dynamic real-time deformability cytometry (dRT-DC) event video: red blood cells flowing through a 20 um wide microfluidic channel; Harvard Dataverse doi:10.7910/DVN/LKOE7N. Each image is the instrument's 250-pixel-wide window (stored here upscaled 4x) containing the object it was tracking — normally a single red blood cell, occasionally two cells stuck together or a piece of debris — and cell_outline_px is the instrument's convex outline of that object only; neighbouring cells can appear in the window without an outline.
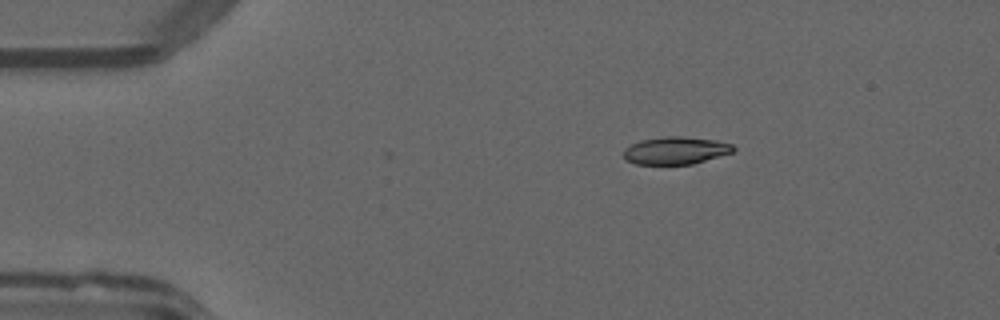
{"species": "common noctule bat (a hibernating species)", "species_latin": "Nyctalus noctula", "temperature_condition": "warm", "stored_images_in_passage": 43, "camera_frame_rate_fps": 3000, "um_per_image_px": 0.085, "animal": {"sex": "male", "forearm_length_mm": 52.5}, "frame": {"image": 1, "passage_image": 1, "time_ms": 0.0, "image_size_px": [1000, 320], "cell_outline_px": [[736, 148], [732, 152], [692, 164], [636, 164], [624, 160], [624, 148], [640, 140], [664, 136], [684, 136], [716, 140], [732, 144]], "centroid_in_image_um": [57.41, 12.78], "position_along_channel_um": 27.6, "area_um2": 17.63}}
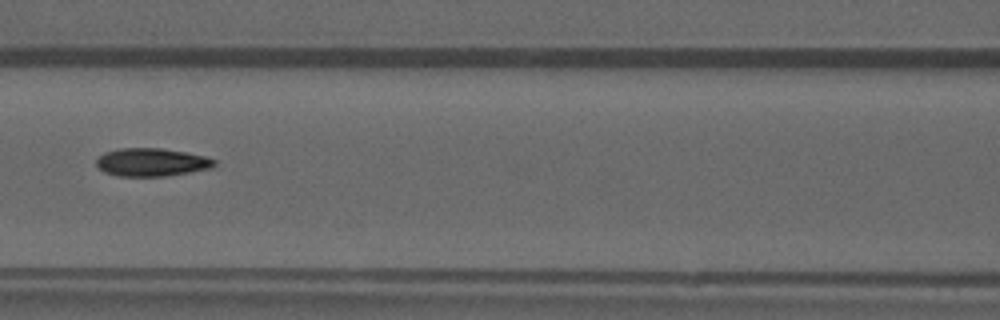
{"frame": {"image": 2, "passage_image": 15, "time_ms": 4.667, "image_size_px": [1000, 320], "cell_outline_px": [[216, 164], [212, 168], [164, 176], [116, 176], [104, 172], [96, 164], [96, 160], [104, 152], [120, 148], [160, 148], [184, 152], [204, 156], [216, 160]], "centroid_in_image_um": [12.87, 13.79], "position_along_channel_um": 153.7, "area_um2": 19.19}}
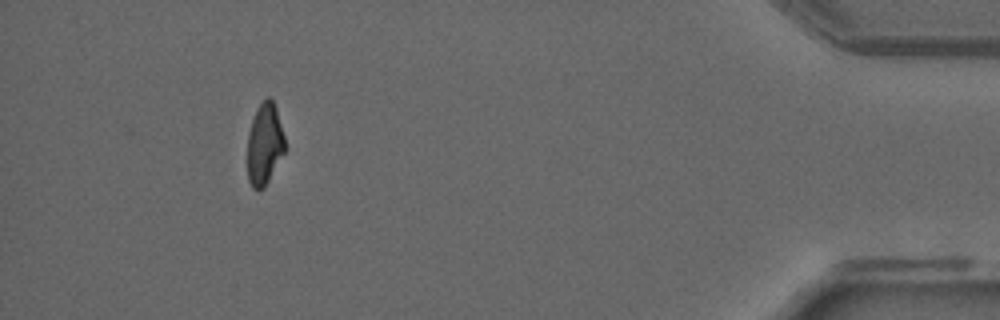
{"frame": {"image": 3, "passage_image": 39, "time_ms": 12.667, "image_size_px": [1000, 320], "cell_outline_px": [[288, 148], [264, 188], [252, 188], [248, 180], [248, 132], [256, 108], [268, 96], [272, 100], [276, 108]], "centroid_in_image_um": [22.52, 12.25], "position_along_channel_um": 412.7, "area_um2": 18.03}, "authors_computed_cell_mechanics": {"area_um2": 19.1896, "velocity_mm_per_s": 4.0412, "shape_relaxation_time_tau1_ms": null, "shape_relaxation_time_tau2_ms": 2.5838, "deformation_change_tau1": null, "deformation_change_tau2": 0.0961}}